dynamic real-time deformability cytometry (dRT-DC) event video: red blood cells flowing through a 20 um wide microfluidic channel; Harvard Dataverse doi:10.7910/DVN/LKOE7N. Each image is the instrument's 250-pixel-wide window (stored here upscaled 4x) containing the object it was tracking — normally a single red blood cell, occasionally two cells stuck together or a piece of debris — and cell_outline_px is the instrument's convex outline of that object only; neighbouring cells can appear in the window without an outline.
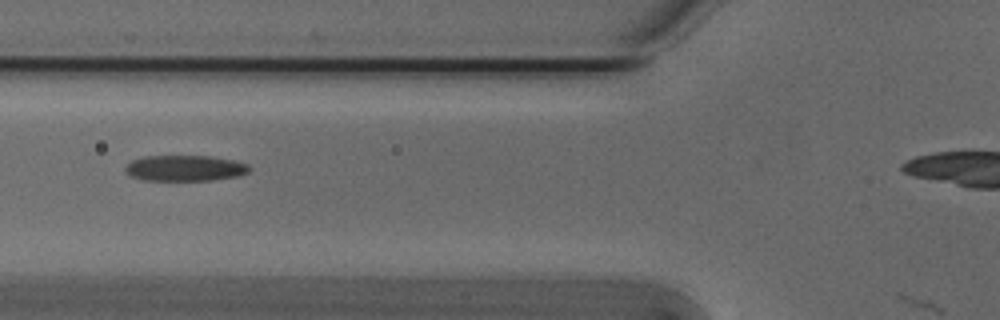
{"species": "Egyptian fruit bat (a non-hibernating species)", "species_latin": "Rousettus aegyptiacus", "temperature_condition": "cold", "stored_images_in_passage": 39, "camera_frame_rate_fps": 3000, "um_per_image_px": 0.085, "animal": {"sex": "male"}, "frame": {"image": 1, "passage_image": 12, "time_ms": 3.667, "image_size_px": [1000, 320], "cell_outline_px": [[252, 168], [248, 172], [240, 176], [212, 180], [144, 180], [132, 176], [124, 168], [132, 160], [148, 156], [208, 156], [232, 160], [248, 164]], "centroid_in_image_um": [15.77, 14.29], "position_along_channel_um": 110.0, "area_um2": 18.5}}
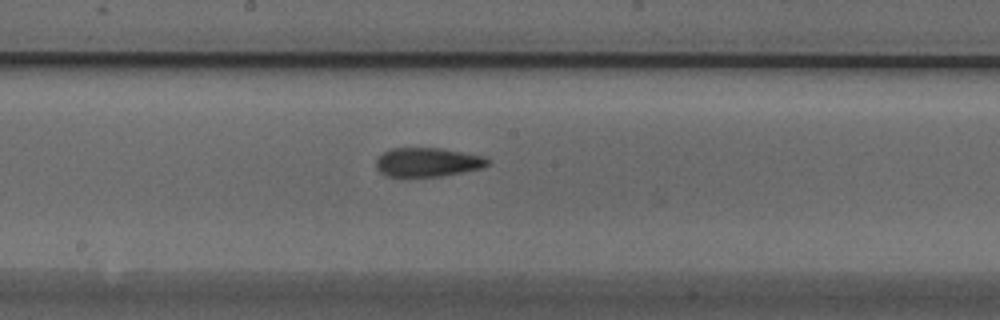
{"frame": {"image": 2, "passage_image": 20, "time_ms": 6.333, "image_size_px": [1000, 320], "cell_outline_px": [[488, 164], [484, 168], [440, 176], [404, 180], [384, 176], [376, 168], [376, 160], [384, 152], [392, 148], [440, 148], [484, 156], [488, 160]], "centroid_in_image_um": [36.27, 13.84], "position_along_channel_um": 211.9, "area_um2": 19.54}}
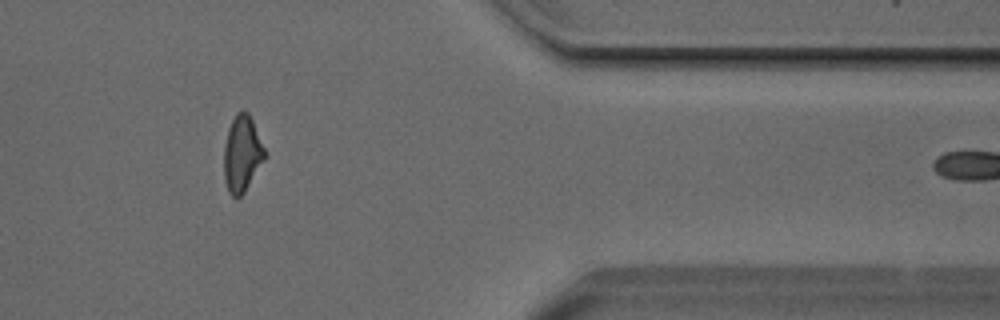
{"frame": {"image": 3, "passage_image": 36, "time_ms": 11.667, "image_size_px": [1000, 320], "cell_outline_px": [[268, 156], [244, 192], [236, 200], [228, 192], [224, 180], [224, 148], [228, 128], [236, 112], [248, 112], [268, 152]], "centroid_in_image_um": [20.6, 13.1], "position_along_channel_um": 390.8, "area_um2": 18.5}, "authors_computed_cell_mechanics": {"area_um2": 18.9006, "velocity_mm_per_s": 3.8104, "shape_relaxation_time_tau1_ms": 6.9461, "shape_relaxation_time_tau2_ms": 2.4975, "deformation_change_tau1": 0.1718, "deformation_change_tau2": 0.1167}}